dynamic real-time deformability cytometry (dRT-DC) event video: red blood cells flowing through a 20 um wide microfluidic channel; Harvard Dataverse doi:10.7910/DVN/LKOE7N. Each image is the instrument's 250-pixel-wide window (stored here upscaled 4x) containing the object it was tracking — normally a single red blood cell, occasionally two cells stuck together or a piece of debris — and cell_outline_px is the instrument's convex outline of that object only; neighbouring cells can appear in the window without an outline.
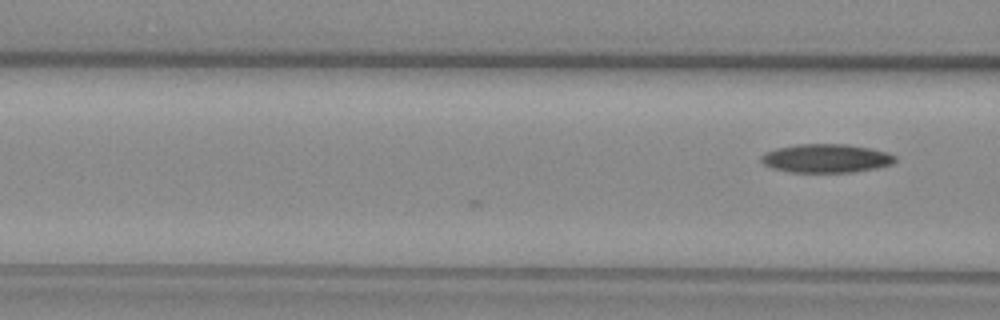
{"species": "common noctule bat (a hibernating species)", "species_latin": "Nyctalus noctula", "temperature_condition": "warm", "stored_images_in_passage": 6, "camera_frame_rate_fps": 3000, "um_per_image_px": 0.085, "animal": {"sex": "female", "body_mass_g": 29.2, "forearm_length_mm": 56.3}, "frame": {"image": 1, "passage_image": 6, "time_ms": 1.667, "image_size_px": [1000, 320], "cell_outline_px": [[896, 160], [892, 164], [876, 168], [852, 172], [792, 172], [772, 168], [764, 164], [760, 160], [760, 156], [764, 152], [776, 148], [796, 144], [848, 144], [888, 152], [896, 156]], "centroid_in_image_um": [70.2, 13.45], "position_along_channel_um": 96.4, "area_um2": 22.43}}